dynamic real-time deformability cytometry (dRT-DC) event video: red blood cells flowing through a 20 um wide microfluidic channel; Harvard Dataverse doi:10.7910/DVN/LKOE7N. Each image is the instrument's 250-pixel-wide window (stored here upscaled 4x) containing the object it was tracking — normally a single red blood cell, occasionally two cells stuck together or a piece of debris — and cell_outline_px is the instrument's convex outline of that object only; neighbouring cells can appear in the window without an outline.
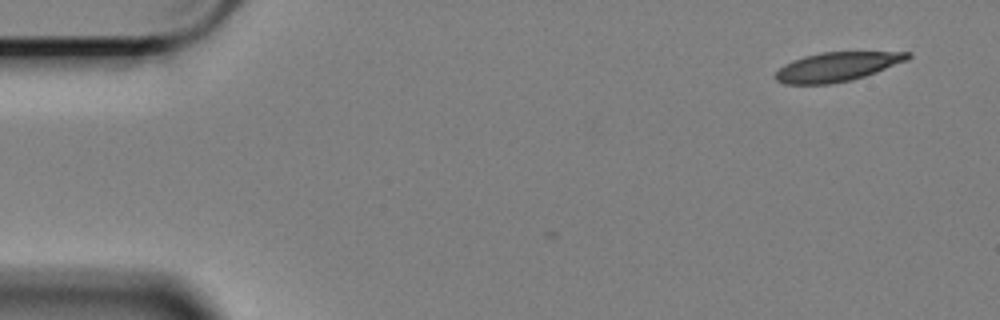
{"species": "Egyptian fruit bat (a non-hibernating species)", "species_latin": "Rousettus aegyptiacus", "temperature_condition": "cold", "stored_images_in_passage": 3, "camera_frame_rate_fps": 3000, "um_per_image_px": 0.085, "animal": {"sex": "female"}, "frame": {"image": 1, "passage_image": 1, "time_ms": 0.0, "image_size_px": [1000, 320], "cell_outline_px": [[912, 56], [908, 60], [876, 72], [852, 80], [832, 84], [784, 84], [776, 80], [772, 76], [784, 64], [792, 60], [804, 56], [820, 52], [912, 52]], "centroid_in_image_um": [71.12, 5.68], "position_along_channel_um": 13.9, "area_um2": 22.6}}